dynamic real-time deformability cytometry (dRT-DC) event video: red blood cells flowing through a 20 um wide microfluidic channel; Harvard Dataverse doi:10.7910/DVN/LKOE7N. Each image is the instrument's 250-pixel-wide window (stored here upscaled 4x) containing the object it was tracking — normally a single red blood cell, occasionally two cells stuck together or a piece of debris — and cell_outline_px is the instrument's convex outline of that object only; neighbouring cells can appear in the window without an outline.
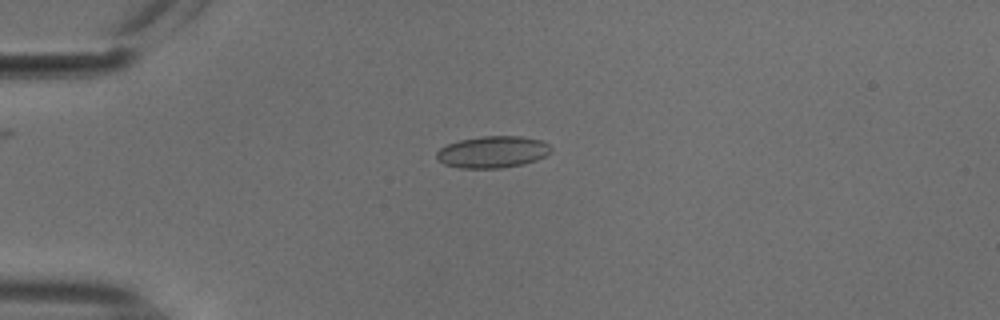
{"species": "common noctule bat (a hibernating species)", "species_latin": "Nyctalus noctula", "temperature_condition": "cold", "stored_images_in_passage": 54, "camera_frame_rate_fps": 3000, "um_per_image_px": 0.085, "animal": {"sex": "male", "body_mass_g": 18.8}, "frame": {"image": 1, "passage_image": 14, "time_ms": 4.333, "image_size_px": [1000, 320], "cell_outline_px": [[552, 152], [536, 160], [524, 164], [500, 168], [460, 168], [444, 164], [436, 156], [436, 152], [440, 148], [448, 144], [460, 140], [484, 136], [520, 136], [540, 140], [548, 144], [552, 148]], "centroid_in_image_um": [41.89, 12.92], "position_along_channel_um": 43.1, "area_um2": 21.1}}
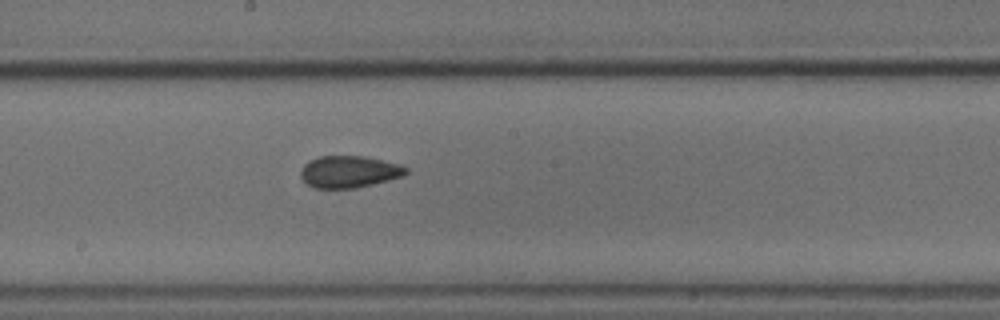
{"frame": {"image": 2, "passage_image": 30, "time_ms": 9.667, "image_size_px": [1000, 320], "cell_outline_px": [[408, 172], [404, 176], [356, 188], [312, 188], [300, 176], [300, 172], [304, 164], [308, 160], [320, 156], [364, 156], [400, 164], [408, 168]], "centroid_in_image_um": [29.67, 14.59], "position_along_channel_um": 218.5, "area_um2": 19.65}}
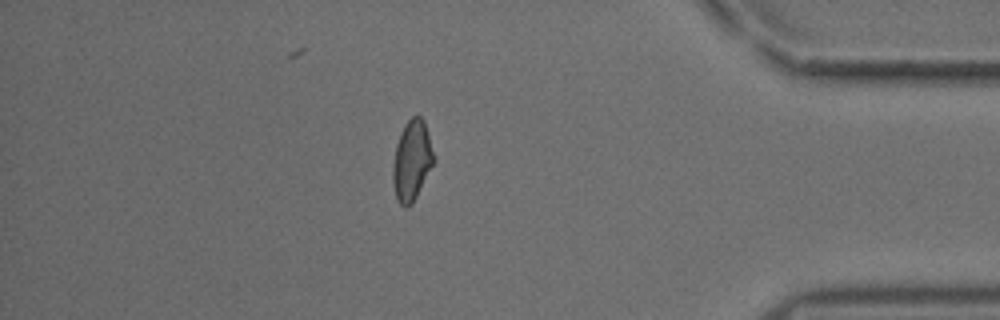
{"frame": {"image": 3, "passage_image": 47, "time_ms": 15.333, "image_size_px": [1000, 320], "cell_outline_px": [[436, 160], [412, 204], [408, 208], [404, 208], [400, 204], [396, 196], [392, 180], [392, 164], [396, 144], [400, 132], [404, 124], [412, 116], [420, 116], [424, 120], [428, 132]], "centroid_in_image_um": [35.01, 13.64], "position_along_channel_um": 400.2, "area_um2": 19.42}, "authors_computed_cell_mechanics": {"area_um2": 19.4497, "velocity_mm_per_s": 3.7627, "shape_relaxation_time_tau1_ms": null, "shape_relaxation_time_tau2_ms": 1.5983, "deformation_change_tau1": null, "deformation_change_tau2": 0.0653}}